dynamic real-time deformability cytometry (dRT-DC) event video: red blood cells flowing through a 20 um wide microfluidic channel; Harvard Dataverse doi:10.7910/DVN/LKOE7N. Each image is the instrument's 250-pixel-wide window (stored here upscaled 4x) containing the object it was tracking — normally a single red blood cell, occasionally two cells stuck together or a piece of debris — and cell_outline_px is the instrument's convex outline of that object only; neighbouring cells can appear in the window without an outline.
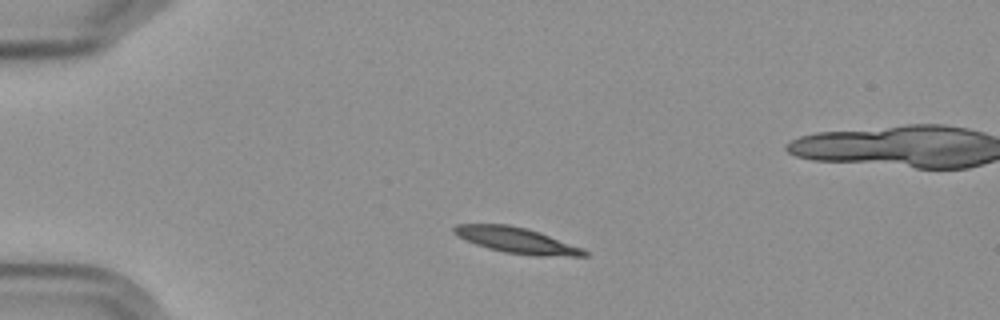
{"species": "Egyptian fruit bat (a non-hibernating species)", "species_latin": "Rousettus aegyptiacus", "temperature_condition": "cold", "stored_images_in_passage": 3, "camera_frame_rate_fps": 3000, "um_per_image_px": 0.085, "frame": {"image": 1, "passage_image": 1, "time_ms": 0.0, "image_size_px": [1000, 320], "cell_outline_px": [[588, 256], [536, 256], [504, 252], [488, 248], [464, 240], [452, 232], [452, 228], [456, 224], [508, 224], [540, 232], [584, 248], [588, 252]], "centroid_in_image_um": [43.92, 20.43], "position_along_channel_um": 41.1, "area_um2": 19.65}}